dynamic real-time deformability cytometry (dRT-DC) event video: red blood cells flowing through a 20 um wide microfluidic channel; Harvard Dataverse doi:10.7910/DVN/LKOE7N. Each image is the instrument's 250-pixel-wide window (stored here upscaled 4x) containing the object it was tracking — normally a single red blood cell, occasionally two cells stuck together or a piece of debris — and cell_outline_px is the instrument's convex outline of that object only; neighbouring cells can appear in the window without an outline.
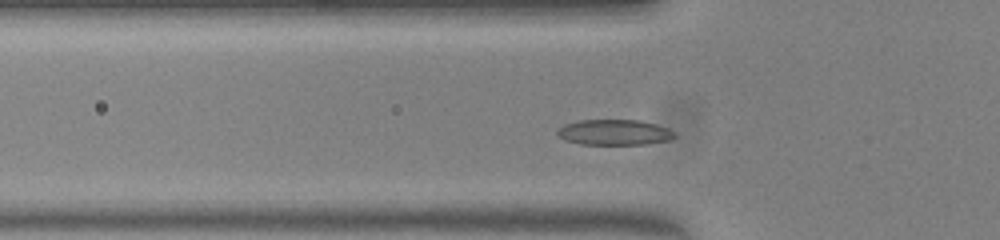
{"species": "common noctule bat (a hibernating species)", "species_latin": "Nyctalus noctula", "temperature_condition": "warm", "stored_images_in_passage": 39, "camera_frame_rate_fps": 3000, "um_per_image_px": 0.085, "animal": {"sex": "female", "body_mass_g": 23.0, "forearm_length_mm": 53.4}, "frame": {"image": 1, "passage_image": 2, "time_ms": 0.333, "image_size_px": [1000, 240], "cell_outline_px": [[676, 136], [668, 140], [648, 144], [580, 144], [564, 140], [556, 132], [564, 124], [580, 120], [640, 120], [656, 124], [668, 128], [676, 132]], "centroid_in_image_um": [52.25, 11.24], "position_along_channel_um": 73.6, "area_um2": 17.46}}
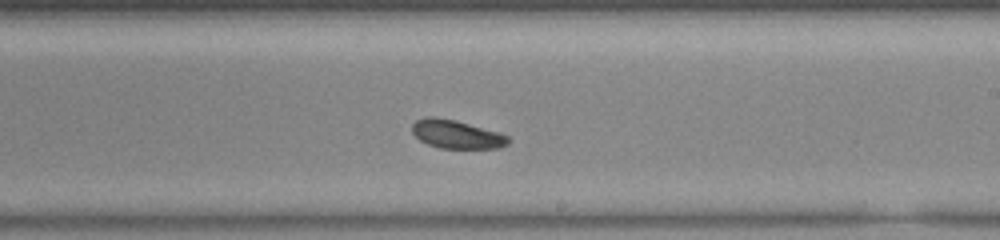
{"frame": {"image": 2, "passage_image": 16, "time_ms": 5.0, "image_size_px": [1000, 240], "cell_outline_px": [[512, 140], [508, 144], [500, 148], [440, 148], [428, 144], [420, 140], [412, 132], [412, 124], [416, 120], [428, 116], [432, 116], [456, 120], [500, 132], [508, 136]], "centroid_in_image_um": [38.84, 11.41], "position_along_channel_um": 250.2, "area_um2": 16.07}}
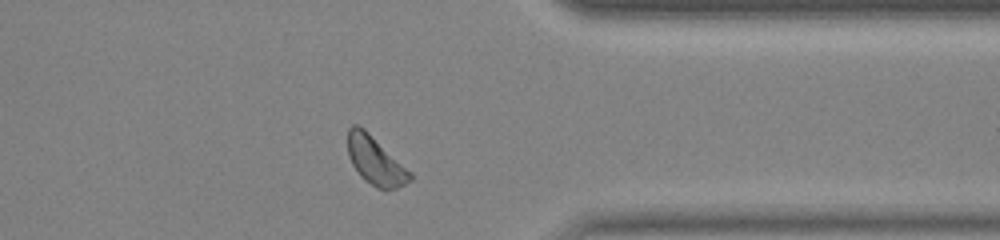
{"frame": {"image": 3, "passage_image": 27, "time_ms": 8.667, "image_size_px": [1000, 240], "cell_outline_px": [[412, 180], [396, 188], [376, 188], [364, 180], [360, 176], [352, 164], [348, 156], [348, 128], [352, 124], [356, 124], [364, 128], [412, 172]], "centroid_in_image_um": [31.9, 13.65], "position_along_channel_um": 379.5, "area_um2": 17.46}, "authors_computed_cell_mechanics": {"area_um2": 16.8198, "velocity_mm_per_s": 3.7764, "shape_relaxation_time_tau1_ms": 1.6184, "shape_relaxation_time_tau2_ms": null, "deformation_change_tau1": 0.0734, "deformation_change_tau2": null}}